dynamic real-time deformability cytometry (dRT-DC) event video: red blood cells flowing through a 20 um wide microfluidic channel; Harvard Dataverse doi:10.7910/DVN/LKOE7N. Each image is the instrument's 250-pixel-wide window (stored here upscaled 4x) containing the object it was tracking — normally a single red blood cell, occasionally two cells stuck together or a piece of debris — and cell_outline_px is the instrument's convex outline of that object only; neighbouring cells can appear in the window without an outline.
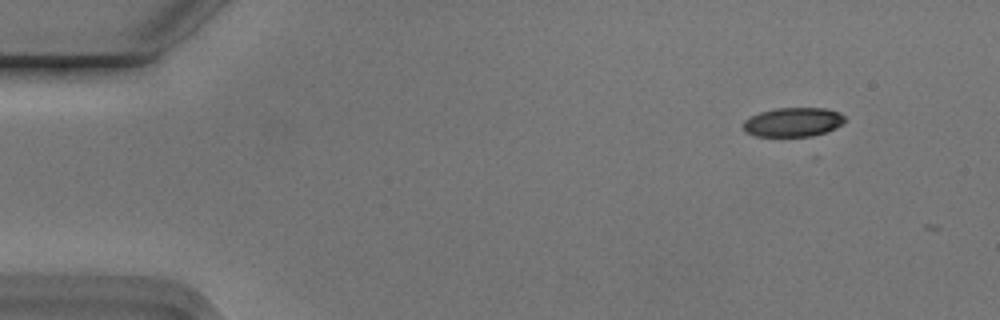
{"species": "Egyptian fruit bat (a non-hibernating species)", "species_latin": "Rousettus aegyptiacus", "temperature_condition": "cold", "stored_images_in_passage": 5, "camera_frame_rate_fps": 3000, "um_per_image_px": 0.085, "animal": {"sex": "male"}, "frame": {"image": 1, "passage_image": 2, "time_ms": 0.333, "image_size_px": [1000, 320], "cell_outline_px": [[844, 124], [836, 128], [812, 136], [756, 136], [744, 132], [744, 120], [760, 112], [776, 108], [824, 108], [836, 112], [844, 116]], "centroid_in_image_um": [67.4, 10.38], "position_along_channel_um": 17.6, "area_um2": 17.11}}